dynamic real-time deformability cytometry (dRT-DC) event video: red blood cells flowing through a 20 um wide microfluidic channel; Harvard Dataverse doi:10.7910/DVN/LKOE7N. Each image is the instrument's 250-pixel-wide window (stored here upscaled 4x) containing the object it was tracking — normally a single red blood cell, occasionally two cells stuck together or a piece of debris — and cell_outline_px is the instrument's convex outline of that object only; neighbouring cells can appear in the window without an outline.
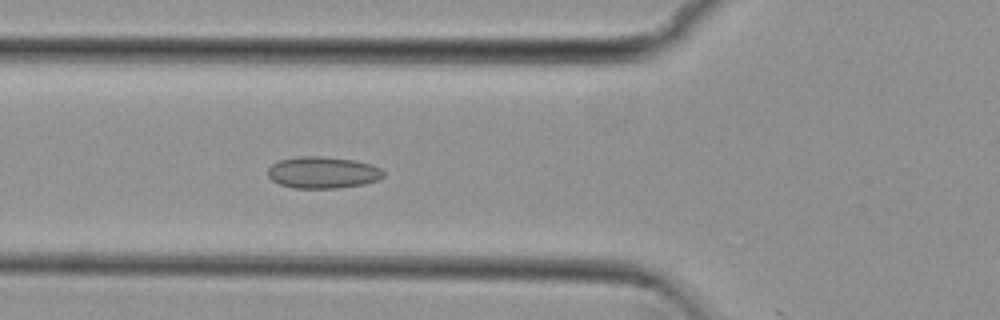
{"species": "common noctule bat (a hibernating species)", "species_latin": "Nyctalus noctula", "temperature_condition": "cold", "stored_images_in_passage": 21, "camera_frame_rate_fps": 3000, "um_per_image_px": 0.085, "animal": {"sex": "female", "body_mass_g": 29.2, "forearm_length_mm": 56.3}, "frame": {"image": 1, "passage_image": 20, "time_ms": 6.333, "image_size_px": [1000, 320], "cell_outline_px": [[384, 176], [376, 180], [364, 184], [336, 188], [292, 188], [280, 184], [272, 180], [268, 176], [268, 168], [272, 164], [280, 160], [300, 156], [324, 156], [352, 160], [368, 164], [380, 168], [384, 172]], "centroid_in_image_um": [27.41, 14.66], "position_along_channel_um": 98.4, "area_um2": 21.21}}